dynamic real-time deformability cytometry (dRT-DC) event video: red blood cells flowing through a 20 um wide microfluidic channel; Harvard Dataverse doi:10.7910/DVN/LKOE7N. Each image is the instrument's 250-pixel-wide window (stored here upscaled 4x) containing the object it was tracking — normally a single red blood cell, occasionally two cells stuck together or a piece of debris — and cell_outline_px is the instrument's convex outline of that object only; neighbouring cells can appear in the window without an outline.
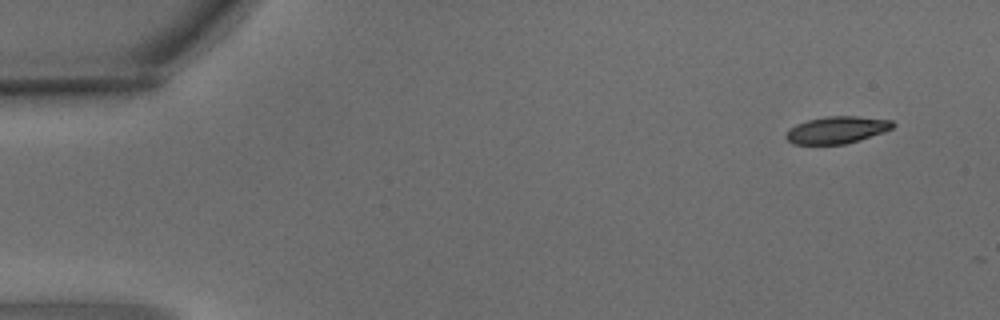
{"species": "common noctule bat (a hibernating species)", "species_latin": "Nyctalus noctula", "temperature_condition": "warm", "stored_images_in_passage": 3, "camera_frame_rate_fps": 3000, "um_per_image_px": 0.085, "animal": {"sex": "male", "body_mass_g": 15.6}, "frame": {"image": 1, "passage_image": 1, "time_ms": 0.0, "image_size_px": [1000, 320], "cell_outline_px": [[896, 124], [892, 128], [884, 132], [860, 140], [844, 144], [792, 144], [784, 136], [796, 124], [808, 120], [824, 116], [856, 116], [892, 120]], "centroid_in_image_um": [71.16, 11.04], "position_along_channel_um": 13.8, "area_um2": 16.82}}
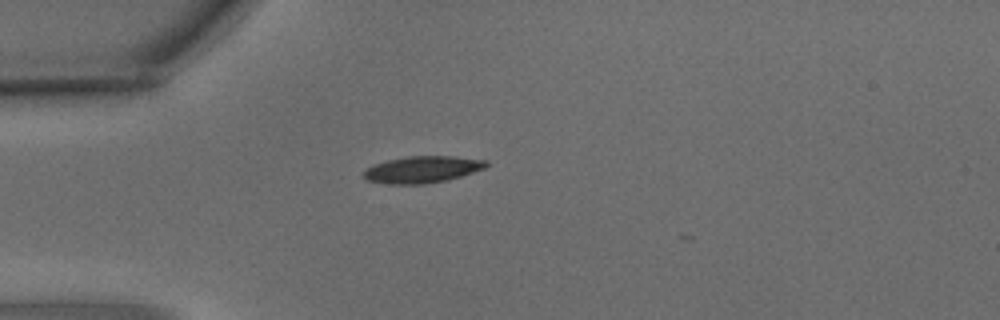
{"frame": {"image": 2, "passage_image": 3, "time_ms": 0.667, "image_size_px": [1000, 320], "cell_outline_px": [[488, 164], [484, 168], [448, 180], [424, 184], [388, 184], [368, 180], [364, 176], [364, 172], [368, 168], [376, 164], [388, 160], [408, 156], [456, 156], [488, 160]], "centroid_in_image_um": [35.94, 14.4], "position_along_channel_um": 49.1, "area_um2": 18.9}}